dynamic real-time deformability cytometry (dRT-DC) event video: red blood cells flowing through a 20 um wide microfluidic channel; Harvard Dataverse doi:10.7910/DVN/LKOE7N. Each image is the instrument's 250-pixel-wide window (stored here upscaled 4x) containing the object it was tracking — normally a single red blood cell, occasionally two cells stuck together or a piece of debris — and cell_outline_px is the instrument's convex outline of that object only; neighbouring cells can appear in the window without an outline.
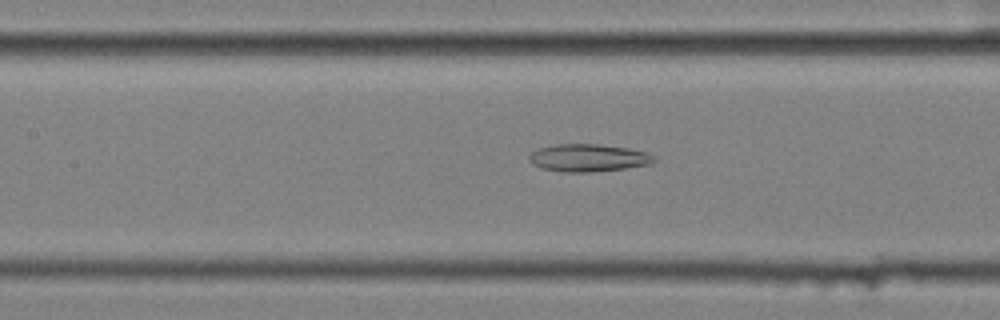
{"species": "common noctule bat (a hibernating species)", "species_latin": "Nyctalus noctula", "temperature_condition": "cold", "stored_images_in_passage": 45, "camera_frame_rate_fps": 3000, "um_per_image_px": 0.085, "animal": {"sex": "female", "body_mass_g": 25.1}, "frame": {"image": 1, "passage_image": 26, "time_ms": 8.333, "image_size_px": [1000, 320], "cell_outline_px": [[656, 160], [652, 164], [624, 168], [588, 172], [564, 172], [540, 168], [532, 164], [528, 160], [528, 156], [532, 152], [540, 148], [556, 144], [600, 144], [628, 148], [648, 152], [656, 156]], "centroid_in_image_um": [50.02, 13.41], "position_along_channel_um": 157.4, "area_um2": 20.17}}